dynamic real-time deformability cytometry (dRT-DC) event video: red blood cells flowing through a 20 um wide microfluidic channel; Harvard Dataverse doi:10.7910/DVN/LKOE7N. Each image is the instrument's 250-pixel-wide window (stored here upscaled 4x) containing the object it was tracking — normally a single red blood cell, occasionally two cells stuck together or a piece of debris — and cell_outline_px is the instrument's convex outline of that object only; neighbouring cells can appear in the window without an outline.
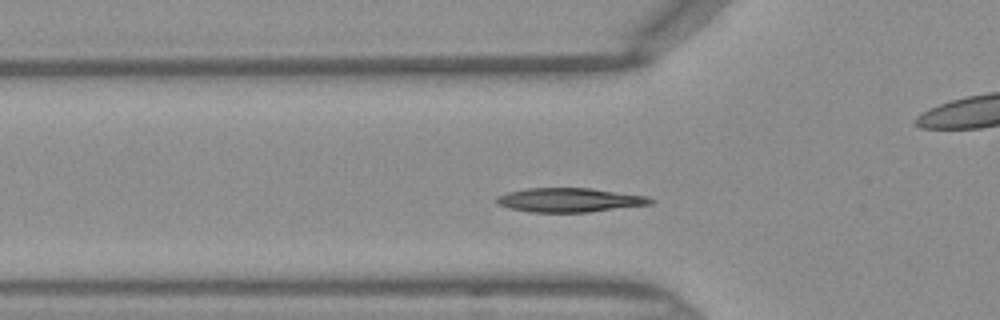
{"species": "Egyptian fruit bat (a non-hibernating species)", "species_latin": "Rousettus aegyptiacus", "temperature_condition": "warm", "stored_images_in_passage": 44, "camera_frame_rate_fps": 3000, "um_per_image_px": 0.085, "frame": {"image": 1, "passage_image": 12, "time_ms": 3.667, "image_size_px": [1000, 320], "cell_outline_px": [[656, 200], [652, 204], [588, 212], [532, 212], [508, 208], [496, 204], [496, 196], [508, 192], [528, 188], [592, 188], [648, 196]], "centroid_in_image_um": [48.42, 17.0], "position_along_channel_um": 77.4, "area_um2": 21.73}}
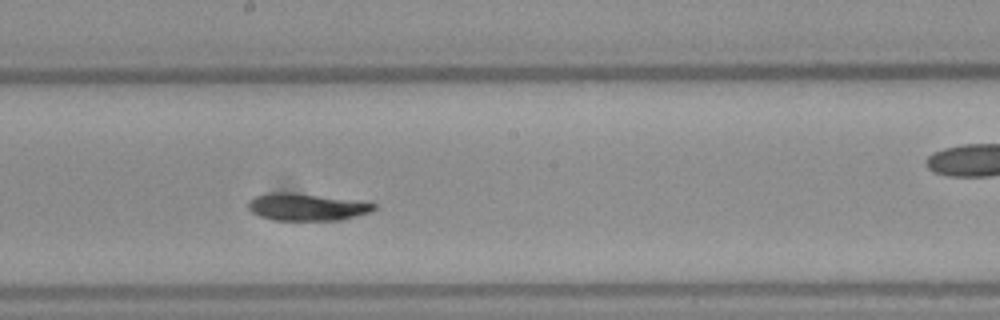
{"frame": {"image": 2, "passage_image": 22, "time_ms": 7.0, "image_size_px": [1000, 320], "cell_outline_px": [[376, 208], [372, 212], [340, 220], [276, 220], [260, 216], [252, 212], [248, 208], [248, 200], [256, 196], [272, 192], [292, 192], [368, 200], [376, 204]], "centroid_in_image_um": [26.17, 17.57], "position_along_channel_um": 222.0, "area_um2": 20.46}}
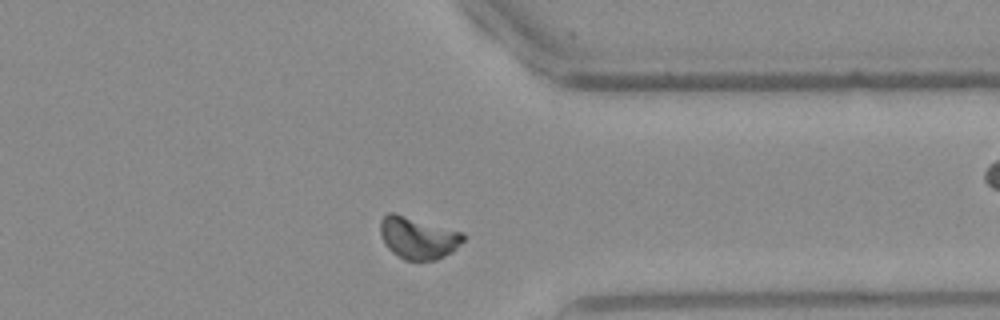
{"frame": {"image": 3, "passage_image": 33, "time_ms": 10.667, "image_size_px": [1000, 320], "cell_outline_px": [[464, 240], [452, 252], [436, 260], [404, 260], [392, 252], [384, 244], [380, 236], [380, 220], [388, 212], [392, 212], [460, 232], [464, 236]], "centroid_in_image_um": [35.48, 20.23], "position_along_channel_um": 375.9, "area_um2": 20.06}}